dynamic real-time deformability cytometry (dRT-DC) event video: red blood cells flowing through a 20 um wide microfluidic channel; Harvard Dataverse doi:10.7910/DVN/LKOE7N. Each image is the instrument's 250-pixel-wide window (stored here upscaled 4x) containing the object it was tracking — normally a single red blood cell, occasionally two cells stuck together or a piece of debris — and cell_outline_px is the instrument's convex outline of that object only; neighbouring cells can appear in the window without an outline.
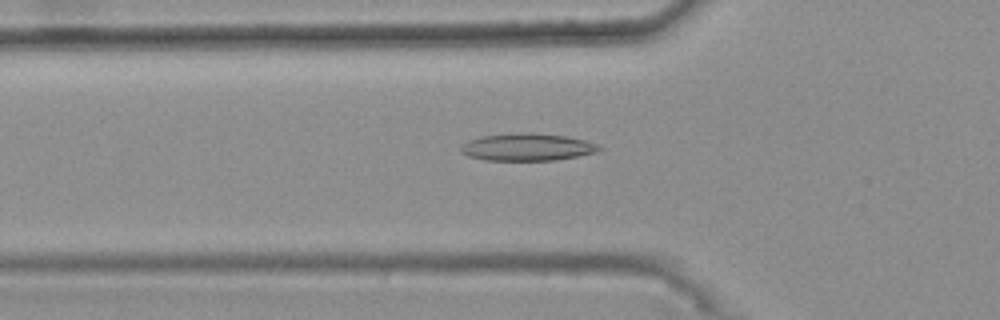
{"species": "common noctule bat (a hibernating species)", "species_latin": "Nyctalus noctula", "temperature_condition": "warm", "stored_images_in_passage": 49, "camera_frame_rate_fps": 3000, "um_per_image_px": 0.085, "animal": {"sex": "female", "body_mass_g": 25.1}, "frame": {"image": 1, "passage_image": 19, "time_ms": 6.0, "image_size_px": [1000, 320], "cell_outline_px": [[604, 148], [596, 152], [556, 160], [484, 160], [468, 156], [460, 152], [460, 148], [468, 140], [480, 136], [516, 132], [532, 132], [568, 136], [600, 144]], "centroid_in_image_um": [44.82, 12.49], "position_along_channel_um": 81.0, "area_um2": 22.31}}
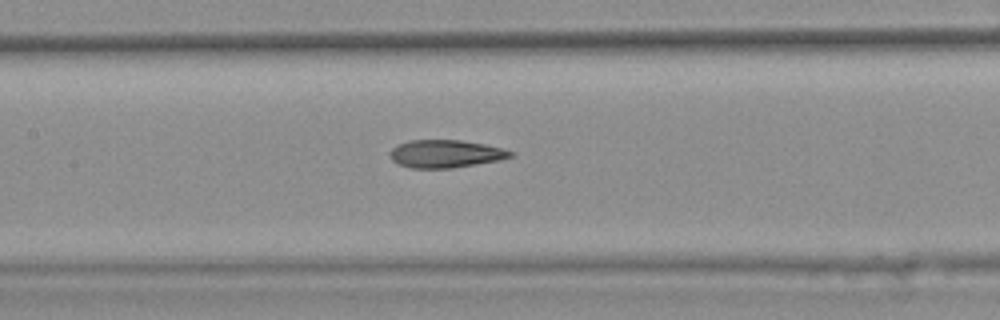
{"frame": {"image": 2, "passage_image": 26, "time_ms": 8.333, "image_size_px": [1000, 320], "cell_outline_px": [[516, 152], [512, 156], [500, 160], [452, 168], [412, 168], [400, 164], [392, 160], [388, 152], [392, 148], [408, 140], [460, 140], [484, 144], [504, 148]], "centroid_in_image_um": [37.9, 13.07], "position_along_channel_um": 169.5, "area_um2": 19.54}}
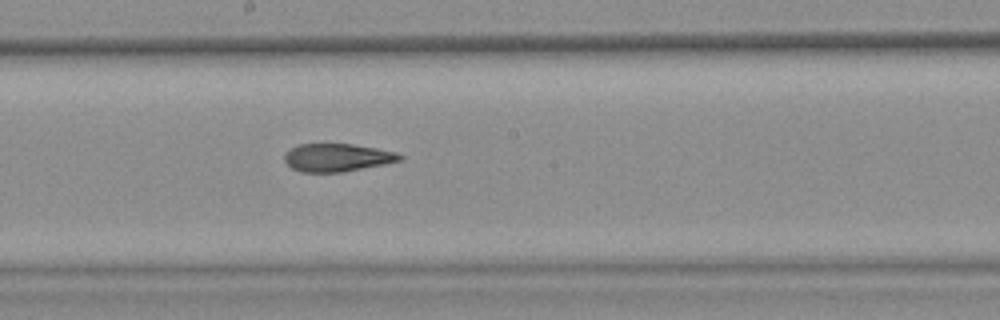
{"frame": {"image": 3, "passage_image": 30, "time_ms": 9.667, "image_size_px": [1000, 320], "cell_outline_px": [[404, 160], [384, 164], [340, 172], [300, 172], [292, 168], [284, 160], [284, 156], [292, 148], [300, 144], [352, 144], [376, 148], [396, 152], [404, 156]], "centroid_in_image_um": [28.69, 13.39], "position_along_channel_um": 219.5, "area_um2": 18.61}, "authors_computed_cell_mechanics": {"area_um2": 19.8832, "velocity_mm_per_s": 3.7704, "shape_relaxation_time_tau1_ms": null, "shape_relaxation_time_tau2_ms": 2.5826, "deformation_change_tau1": null, "deformation_change_tau2": 0.1132}}